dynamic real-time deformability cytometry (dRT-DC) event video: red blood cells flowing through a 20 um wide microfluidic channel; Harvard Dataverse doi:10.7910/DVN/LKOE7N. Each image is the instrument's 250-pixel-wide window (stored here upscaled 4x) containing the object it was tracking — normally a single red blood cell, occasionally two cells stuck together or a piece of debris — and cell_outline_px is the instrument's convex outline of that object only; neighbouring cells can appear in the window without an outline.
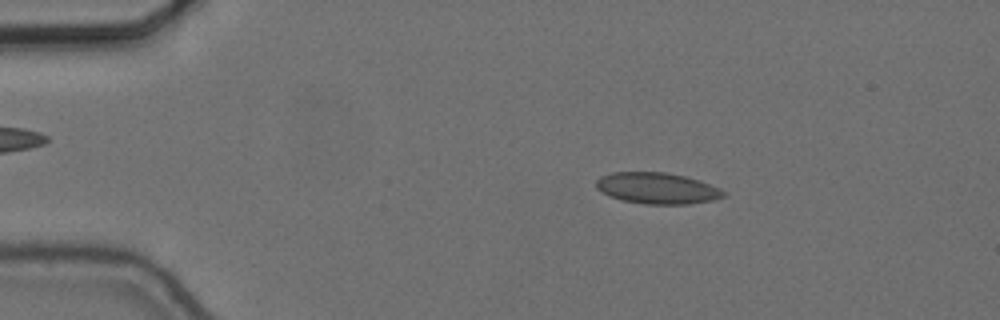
{"species": "common noctule bat (a hibernating species)", "species_latin": "Nyctalus noctula", "temperature_condition": "cold", "stored_images_in_passage": 55, "camera_frame_rate_fps": 3000, "um_per_image_px": 0.085, "animal": {"sex": "female", "body_mass_g": 24.6, "forearm_length_mm": 56.2}, "frame": {"image": 1, "passage_image": 9, "time_ms": 2.667, "image_size_px": [1000, 320], "cell_outline_px": [[724, 196], [716, 200], [688, 204], [644, 204], [620, 200], [600, 192], [596, 188], [596, 180], [600, 176], [612, 172], [668, 172], [700, 180], [720, 188], [724, 192]], "centroid_in_image_um": [55.84, 16.0], "position_along_channel_um": 29.2, "area_um2": 23.41}}
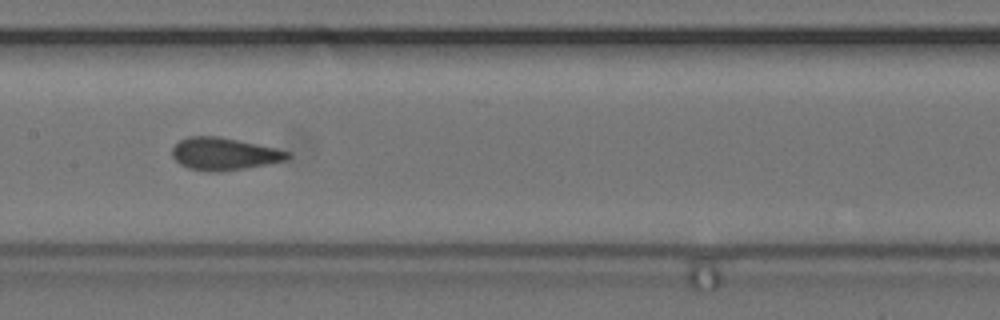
{"frame": {"image": 2, "passage_image": 27, "time_ms": 8.667, "image_size_px": [1000, 320], "cell_outline_px": [[292, 156], [288, 160], [244, 168], [220, 172], [208, 172], [188, 168], [180, 164], [172, 156], [172, 148], [180, 140], [188, 136], [220, 136], [276, 148], [292, 152]], "centroid_in_image_um": [19.07, 13.08], "position_along_channel_um": 188.3, "area_um2": 21.96}}
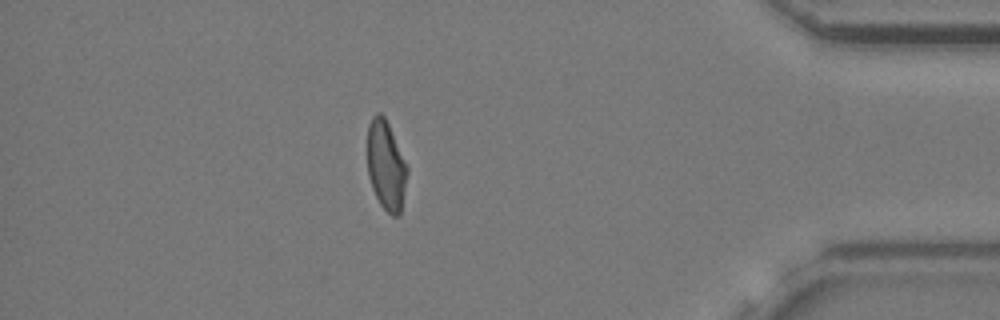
{"frame": {"image": 3, "passage_image": 48, "time_ms": 15.667, "image_size_px": [1000, 320], "cell_outline_px": [[408, 172], [400, 216], [392, 216], [380, 204], [372, 188], [368, 176], [368, 124], [372, 116], [376, 112], [380, 112], [384, 116], [388, 124], [408, 168]], "centroid_in_image_um": [32.81, 14.08], "position_along_channel_um": 402.4, "area_um2": 20.63}, "authors_computed_cell_mechanics": {"area_um2": 21.8484, "velocity_mm_per_s": 3.6533, "shape_relaxation_time_tau1_ms": 3.6076, "shape_relaxation_time_tau2_ms": 1.4424, "deformation_change_tau1": 0.1003, "deformation_change_tau2": 0.0748}}